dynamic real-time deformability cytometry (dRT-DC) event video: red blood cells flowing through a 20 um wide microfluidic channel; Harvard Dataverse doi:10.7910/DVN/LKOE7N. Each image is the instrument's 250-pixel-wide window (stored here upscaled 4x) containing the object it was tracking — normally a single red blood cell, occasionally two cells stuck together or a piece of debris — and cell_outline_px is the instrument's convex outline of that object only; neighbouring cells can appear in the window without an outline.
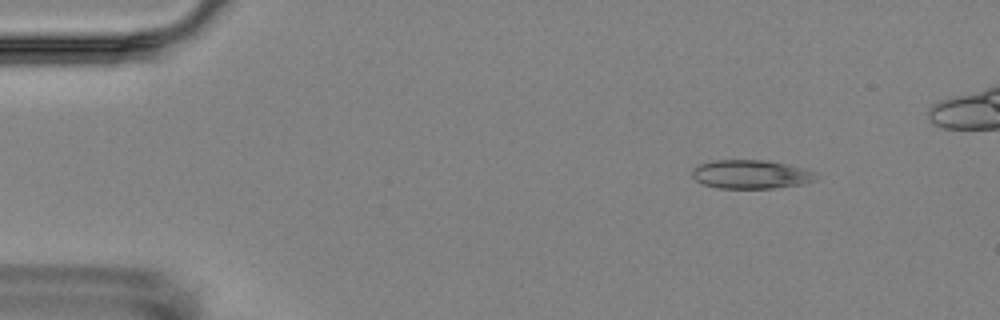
{"species": "Egyptian fruit bat (a non-hibernating species)", "species_latin": "Rousettus aegyptiacus", "temperature_condition": "room temperature", "stored_images_in_passage": 6, "camera_frame_rate_fps": 3000, "um_per_image_px": 0.085, "animal": {"sex": "female"}, "frame": {"image": 1, "passage_image": 2, "time_ms": 2.0, "image_size_px": [1000, 320], "cell_outline_px": [[816, 180], [804, 184], [772, 188], [716, 188], [704, 184], [696, 180], [692, 176], [692, 168], [700, 164], [712, 160], [764, 160], [804, 168], [816, 172]], "centroid_in_image_um": [63.82, 14.82], "position_along_channel_um": 21.2, "area_um2": 20.75}}